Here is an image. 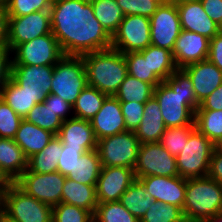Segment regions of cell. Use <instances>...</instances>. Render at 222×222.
Listing matches in <instances>:
<instances>
[{
    "label": "cell",
    "mask_w": 222,
    "mask_h": 222,
    "mask_svg": "<svg viewBox=\"0 0 222 222\" xmlns=\"http://www.w3.org/2000/svg\"><path fill=\"white\" fill-rule=\"evenodd\" d=\"M51 31L66 56L111 48V36L95 18L89 0H53Z\"/></svg>",
    "instance_id": "6da1fadb"
},
{
    "label": "cell",
    "mask_w": 222,
    "mask_h": 222,
    "mask_svg": "<svg viewBox=\"0 0 222 222\" xmlns=\"http://www.w3.org/2000/svg\"><path fill=\"white\" fill-rule=\"evenodd\" d=\"M153 96L160 106L167 128L194 123L195 111L200 104L196 99L193 83L182 68H177L168 79L155 87Z\"/></svg>",
    "instance_id": "7a4b0ae2"
},
{
    "label": "cell",
    "mask_w": 222,
    "mask_h": 222,
    "mask_svg": "<svg viewBox=\"0 0 222 222\" xmlns=\"http://www.w3.org/2000/svg\"><path fill=\"white\" fill-rule=\"evenodd\" d=\"M88 86L107 96H115L126 78L127 64L124 54L113 48L82 55Z\"/></svg>",
    "instance_id": "3957f363"
},
{
    "label": "cell",
    "mask_w": 222,
    "mask_h": 222,
    "mask_svg": "<svg viewBox=\"0 0 222 222\" xmlns=\"http://www.w3.org/2000/svg\"><path fill=\"white\" fill-rule=\"evenodd\" d=\"M182 210L186 222H206L222 213V185L208 176L187 178Z\"/></svg>",
    "instance_id": "277c9868"
},
{
    "label": "cell",
    "mask_w": 222,
    "mask_h": 222,
    "mask_svg": "<svg viewBox=\"0 0 222 222\" xmlns=\"http://www.w3.org/2000/svg\"><path fill=\"white\" fill-rule=\"evenodd\" d=\"M0 211L16 222H52V207L28 195L14 182L0 194Z\"/></svg>",
    "instance_id": "5b68a950"
},
{
    "label": "cell",
    "mask_w": 222,
    "mask_h": 222,
    "mask_svg": "<svg viewBox=\"0 0 222 222\" xmlns=\"http://www.w3.org/2000/svg\"><path fill=\"white\" fill-rule=\"evenodd\" d=\"M88 86L82 56H64L54 66L51 94L74 105L81 91Z\"/></svg>",
    "instance_id": "8992f818"
},
{
    "label": "cell",
    "mask_w": 222,
    "mask_h": 222,
    "mask_svg": "<svg viewBox=\"0 0 222 222\" xmlns=\"http://www.w3.org/2000/svg\"><path fill=\"white\" fill-rule=\"evenodd\" d=\"M216 145L204 134L195 129L188 142L176 156L177 169L180 177H206L209 164Z\"/></svg>",
    "instance_id": "52a82bcc"
},
{
    "label": "cell",
    "mask_w": 222,
    "mask_h": 222,
    "mask_svg": "<svg viewBox=\"0 0 222 222\" xmlns=\"http://www.w3.org/2000/svg\"><path fill=\"white\" fill-rule=\"evenodd\" d=\"M141 143L134 131H125L105 137L97 142L103 167H128L134 169Z\"/></svg>",
    "instance_id": "ba28073f"
},
{
    "label": "cell",
    "mask_w": 222,
    "mask_h": 222,
    "mask_svg": "<svg viewBox=\"0 0 222 222\" xmlns=\"http://www.w3.org/2000/svg\"><path fill=\"white\" fill-rule=\"evenodd\" d=\"M11 55V65L36 66H55L65 56L52 32L17 45Z\"/></svg>",
    "instance_id": "9c48e42d"
},
{
    "label": "cell",
    "mask_w": 222,
    "mask_h": 222,
    "mask_svg": "<svg viewBox=\"0 0 222 222\" xmlns=\"http://www.w3.org/2000/svg\"><path fill=\"white\" fill-rule=\"evenodd\" d=\"M66 176L61 173H35L26 169L14 183L25 193L44 204L54 207L61 203Z\"/></svg>",
    "instance_id": "30bf717a"
},
{
    "label": "cell",
    "mask_w": 222,
    "mask_h": 222,
    "mask_svg": "<svg viewBox=\"0 0 222 222\" xmlns=\"http://www.w3.org/2000/svg\"><path fill=\"white\" fill-rule=\"evenodd\" d=\"M135 178L146 176H179L176 157L159 142L142 143L134 167Z\"/></svg>",
    "instance_id": "8fae6325"
},
{
    "label": "cell",
    "mask_w": 222,
    "mask_h": 222,
    "mask_svg": "<svg viewBox=\"0 0 222 222\" xmlns=\"http://www.w3.org/2000/svg\"><path fill=\"white\" fill-rule=\"evenodd\" d=\"M151 44L150 19L139 15L124 16L111 37V48L120 52H139Z\"/></svg>",
    "instance_id": "7c38bea8"
},
{
    "label": "cell",
    "mask_w": 222,
    "mask_h": 222,
    "mask_svg": "<svg viewBox=\"0 0 222 222\" xmlns=\"http://www.w3.org/2000/svg\"><path fill=\"white\" fill-rule=\"evenodd\" d=\"M51 32L50 10L36 11L19 17H8L7 49L12 51L17 45Z\"/></svg>",
    "instance_id": "4fadbf2b"
},
{
    "label": "cell",
    "mask_w": 222,
    "mask_h": 222,
    "mask_svg": "<svg viewBox=\"0 0 222 222\" xmlns=\"http://www.w3.org/2000/svg\"><path fill=\"white\" fill-rule=\"evenodd\" d=\"M149 19L151 44L172 52L182 30L177 6L164 2Z\"/></svg>",
    "instance_id": "5bb4252c"
},
{
    "label": "cell",
    "mask_w": 222,
    "mask_h": 222,
    "mask_svg": "<svg viewBox=\"0 0 222 222\" xmlns=\"http://www.w3.org/2000/svg\"><path fill=\"white\" fill-rule=\"evenodd\" d=\"M54 66L11 65L10 78L41 103L51 92Z\"/></svg>",
    "instance_id": "9a60e30c"
},
{
    "label": "cell",
    "mask_w": 222,
    "mask_h": 222,
    "mask_svg": "<svg viewBox=\"0 0 222 222\" xmlns=\"http://www.w3.org/2000/svg\"><path fill=\"white\" fill-rule=\"evenodd\" d=\"M134 169L128 167H103L96 184L98 203L119 201L135 180Z\"/></svg>",
    "instance_id": "2e32d148"
},
{
    "label": "cell",
    "mask_w": 222,
    "mask_h": 222,
    "mask_svg": "<svg viewBox=\"0 0 222 222\" xmlns=\"http://www.w3.org/2000/svg\"><path fill=\"white\" fill-rule=\"evenodd\" d=\"M138 180L155 201L178 206L183 209L186 191V178L180 176H146Z\"/></svg>",
    "instance_id": "e0dca14e"
},
{
    "label": "cell",
    "mask_w": 222,
    "mask_h": 222,
    "mask_svg": "<svg viewBox=\"0 0 222 222\" xmlns=\"http://www.w3.org/2000/svg\"><path fill=\"white\" fill-rule=\"evenodd\" d=\"M210 39L201 34L181 30L172 51L177 68L208 59Z\"/></svg>",
    "instance_id": "ac0fdd59"
},
{
    "label": "cell",
    "mask_w": 222,
    "mask_h": 222,
    "mask_svg": "<svg viewBox=\"0 0 222 222\" xmlns=\"http://www.w3.org/2000/svg\"><path fill=\"white\" fill-rule=\"evenodd\" d=\"M98 140L128 131L121 112L120 101L115 96H107L97 114L90 120Z\"/></svg>",
    "instance_id": "d6986e66"
},
{
    "label": "cell",
    "mask_w": 222,
    "mask_h": 222,
    "mask_svg": "<svg viewBox=\"0 0 222 222\" xmlns=\"http://www.w3.org/2000/svg\"><path fill=\"white\" fill-rule=\"evenodd\" d=\"M182 69L193 83L199 104L222 84V71L208 59L187 65Z\"/></svg>",
    "instance_id": "ffe728a7"
},
{
    "label": "cell",
    "mask_w": 222,
    "mask_h": 222,
    "mask_svg": "<svg viewBox=\"0 0 222 222\" xmlns=\"http://www.w3.org/2000/svg\"><path fill=\"white\" fill-rule=\"evenodd\" d=\"M63 146L83 148L86 152L97 149L95 137L90 121L72 117L63 121L58 134L56 135Z\"/></svg>",
    "instance_id": "44dd1931"
},
{
    "label": "cell",
    "mask_w": 222,
    "mask_h": 222,
    "mask_svg": "<svg viewBox=\"0 0 222 222\" xmlns=\"http://www.w3.org/2000/svg\"><path fill=\"white\" fill-rule=\"evenodd\" d=\"M181 29L212 39L219 33V25L205 13L202 3L193 2L177 6Z\"/></svg>",
    "instance_id": "7402d4cb"
},
{
    "label": "cell",
    "mask_w": 222,
    "mask_h": 222,
    "mask_svg": "<svg viewBox=\"0 0 222 222\" xmlns=\"http://www.w3.org/2000/svg\"><path fill=\"white\" fill-rule=\"evenodd\" d=\"M143 112L141 123L134 131L135 135L141 144L160 142L161 136L167 127L163 121L160 106L154 96L145 102Z\"/></svg>",
    "instance_id": "603a6c76"
},
{
    "label": "cell",
    "mask_w": 222,
    "mask_h": 222,
    "mask_svg": "<svg viewBox=\"0 0 222 222\" xmlns=\"http://www.w3.org/2000/svg\"><path fill=\"white\" fill-rule=\"evenodd\" d=\"M28 168V158L19 145L9 138H0V170L14 182Z\"/></svg>",
    "instance_id": "cb8c5ba5"
},
{
    "label": "cell",
    "mask_w": 222,
    "mask_h": 222,
    "mask_svg": "<svg viewBox=\"0 0 222 222\" xmlns=\"http://www.w3.org/2000/svg\"><path fill=\"white\" fill-rule=\"evenodd\" d=\"M55 135L33 123L22 120L13 140L23 150L27 158L40 152Z\"/></svg>",
    "instance_id": "d4e9b609"
},
{
    "label": "cell",
    "mask_w": 222,
    "mask_h": 222,
    "mask_svg": "<svg viewBox=\"0 0 222 222\" xmlns=\"http://www.w3.org/2000/svg\"><path fill=\"white\" fill-rule=\"evenodd\" d=\"M61 202L84 208L94 215L98 205L96 185H86L66 177Z\"/></svg>",
    "instance_id": "484cf974"
},
{
    "label": "cell",
    "mask_w": 222,
    "mask_h": 222,
    "mask_svg": "<svg viewBox=\"0 0 222 222\" xmlns=\"http://www.w3.org/2000/svg\"><path fill=\"white\" fill-rule=\"evenodd\" d=\"M63 150L61 140L54 136L42 151L28 158V170L35 173H53L58 171V161Z\"/></svg>",
    "instance_id": "4316f807"
},
{
    "label": "cell",
    "mask_w": 222,
    "mask_h": 222,
    "mask_svg": "<svg viewBox=\"0 0 222 222\" xmlns=\"http://www.w3.org/2000/svg\"><path fill=\"white\" fill-rule=\"evenodd\" d=\"M101 168L99 153L94 149L83 153L66 177L86 185H96Z\"/></svg>",
    "instance_id": "83f0119b"
},
{
    "label": "cell",
    "mask_w": 222,
    "mask_h": 222,
    "mask_svg": "<svg viewBox=\"0 0 222 222\" xmlns=\"http://www.w3.org/2000/svg\"><path fill=\"white\" fill-rule=\"evenodd\" d=\"M154 201L155 200L145 190L144 185L138 179L133 181L119 200V202L139 221Z\"/></svg>",
    "instance_id": "f1b7e54d"
},
{
    "label": "cell",
    "mask_w": 222,
    "mask_h": 222,
    "mask_svg": "<svg viewBox=\"0 0 222 222\" xmlns=\"http://www.w3.org/2000/svg\"><path fill=\"white\" fill-rule=\"evenodd\" d=\"M144 57H148V65L161 81L168 79L177 69L173 54L165 48L150 44L146 49L139 51Z\"/></svg>",
    "instance_id": "f546056e"
},
{
    "label": "cell",
    "mask_w": 222,
    "mask_h": 222,
    "mask_svg": "<svg viewBox=\"0 0 222 222\" xmlns=\"http://www.w3.org/2000/svg\"><path fill=\"white\" fill-rule=\"evenodd\" d=\"M95 18L105 31L112 37L124 18V13L116 0H89Z\"/></svg>",
    "instance_id": "4dcf8cb0"
},
{
    "label": "cell",
    "mask_w": 222,
    "mask_h": 222,
    "mask_svg": "<svg viewBox=\"0 0 222 222\" xmlns=\"http://www.w3.org/2000/svg\"><path fill=\"white\" fill-rule=\"evenodd\" d=\"M106 94L87 86L83 89L73 105V117L90 121L100 110Z\"/></svg>",
    "instance_id": "1f68e13d"
},
{
    "label": "cell",
    "mask_w": 222,
    "mask_h": 222,
    "mask_svg": "<svg viewBox=\"0 0 222 222\" xmlns=\"http://www.w3.org/2000/svg\"><path fill=\"white\" fill-rule=\"evenodd\" d=\"M0 98L23 119L36 105V98L21 90L11 78L5 83Z\"/></svg>",
    "instance_id": "d6a6232c"
},
{
    "label": "cell",
    "mask_w": 222,
    "mask_h": 222,
    "mask_svg": "<svg viewBox=\"0 0 222 222\" xmlns=\"http://www.w3.org/2000/svg\"><path fill=\"white\" fill-rule=\"evenodd\" d=\"M153 92L154 87L151 84L127 74L124 81L120 84L115 97L120 102L136 101L145 103L153 96Z\"/></svg>",
    "instance_id": "836d02e7"
},
{
    "label": "cell",
    "mask_w": 222,
    "mask_h": 222,
    "mask_svg": "<svg viewBox=\"0 0 222 222\" xmlns=\"http://www.w3.org/2000/svg\"><path fill=\"white\" fill-rule=\"evenodd\" d=\"M195 127L217 145L222 140V110H196Z\"/></svg>",
    "instance_id": "e575fe53"
},
{
    "label": "cell",
    "mask_w": 222,
    "mask_h": 222,
    "mask_svg": "<svg viewBox=\"0 0 222 222\" xmlns=\"http://www.w3.org/2000/svg\"><path fill=\"white\" fill-rule=\"evenodd\" d=\"M24 119L46 131L52 132L55 136L63 124V120L44 102L36 104Z\"/></svg>",
    "instance_id": "d590c367"
},
{
    "label": "cell",
    "mask_w": 222,
    "mask_h": 222,
    "mask_svg": "<svg viewBox=\"0 0 222 222\" xmlns=\"http://www.w3.org/2000/svg\"><path fill=\"white\" fill-rule=\"evenodd\" d=\"M124 58L126 60L129 75L140 81L151 84L154 88L162 82L152 71H150L148 57H144L140 52H128L124 53Z\"/></svg>",
    "instance_id": "8d00e7d4"
},
{
    "label": "cell",
    "mask_w": 222,
    "mask_h": 222,
    "mask_svg": "<svg viewBox=\"0 0 222 222\" xmlns=\"http://www.w3.org/2000/svg\"><path fill=\"white\" fill-rule=\"evenodd\" d=\"M93 220L95 222H140L119 201L98 203Z\"/></svg>",
    "instance_id": "74e56055"
},
{
    "label": "cell",
    "mask_w": 222,
    "mask_h": 222,
    "mask_svg": "<svg viewBox=\"0 0 222 222\" xmlns=\"http://www.w3.org/2000/svg\"><path fill=\"white\" fill-rule=\"evenodd\" d=\"M196 129L195 122L182 127H169L162 134L160 144L172 156H177L188 142L190 134Z\"/></svg>",
    "instance_id": "f35d334b"
},
{
    "label": "cell",
    "mask_w": 222,
    "mask_h": 222,
    "mask_svg": "<svg viewBox=\"0 0 222 222\" xmlns=\"http://www.w3.org/2000/svg\"><path fill=\"white\" fill-rule=\"evenodd\" d=\"M140 222H186L182 208L154 201Z\"/></svg>",
    "instance_id": "ab89813d"
},
{
    "label": "cell",
    "mask_w": 222,
    "mask_h": 222,
    "mask_svg": "<svg viewBox=\"0 0 222 222\" xmlns=\"http://www.w3.org/2000/svg\"><path fill=\"white\" fill-rule=\"evenodd\" d=\"M93 214L84 208L60 203L52 207V222H92Z\"/></svg>",
    "instance_id": "60d3db41"
},
{
    "label": "cell",
    "mask_w": 222,
    "mask_h": 222,
    "mask_svg": "<svg viewBox=\"0 0 222 222\" xmlns=\"http://www.w3.org/2000/svg\"><path fill=\"white\" fill-rule=\"evenodd\" d=\"M53 0H7L8 17L25 16L36 11L50 10Z\"/></svg>",
    "instance_id": "b9f144b4"
},
{
    "label": "cell",
    "mask_w": 222,
    "mask_h": 222,
    "mask_svg": "<svg viewBox=\"0 0 222 222\" xmlns=\"http://www.w3.org/2000/svg\"><path fill=\"white\" fill-rule=\"evenodd\" d=\"M125 16L139 15L150 18L163 0H116Z\"/></svg>",
    "instance_id": "7bdbcfd3"
},
{
    "label": "cell",
    "mask_w": 222,
    "mask_h": 222,
    "mask_svg": "<svg viewBox=\"0 0 222 222\" xmlns=\"http://www.w3.org/2000/svg\"><path fill=\"white\" fill-rule=\"evenodd\" d=\"M22 120L23 118L0 98V138L13 139Z\"/></svg>",
    "instance_id": "ee69618b"
},
{
    "label": "cell",
    "mask_w": 222,
    "mask_h": 222,
    "mask_svg": "<svg viewBox=\"0 0 222 222\" xmlns=\"http://www.w3.org/2000/svg\"><path fill=\"white\" fill-rule=\"evenodd\" d=\"M121 112L124 116V122L128 131H135L143 118L145 103L139 102H120Z\"/></svg>",
    "instance_id": "f6af8a7d"
},
{
    "label": "cell",
    "mask_w": 222,
    "mask_h": 222,
    "mask_svg": "<svg viewBox=\"0 0 222 222\" xmlns=\"http://www.w3.org/2000/svg\"><path fill=\"white\" fill-rule=\"evenodd\" d=\"M86 151L83 148H73L70 146H63L61 156L58 161V172L63 176H67L77 160L81 157Z\"/></svg>",
    "instance_id": "bcb514c9"
},
{
    "label": "cell",
    "mask_w": 222,
    "mask_h": 222,
    "mask_svg": "<svg viewBox=\"0 0 222 222\" xmlns=\"http://www.w3.org/2000/svg\"><path fill=\"white\" fill-rule=\"evenodd\" d=\"M46 105L56 112V114L63 120L66 121L67 119L71 118L70 115L73 117V106L70 105L67 101L62 99L60 96L55 94H49L45 100L43 101ZM72 113V114H70Z\"/></svg>",
    "instance_id": "7dc6e473"
},
{
    "label": "cell",
    "mask_w": 222,
    "mask_h": 222,
    "mask_svg": "<svg viewBox=\"0 0 222 222\" xmlns=\"http://www.w3.org/2000/svg\"><path fill=\"white\" fill-rule=\"evenodd\" d=\"M11 51L7 48H0V94L5 83L10 79L11 75Z\"/></svg>",
    "instance_id": "c3c4849f"
},
{
    "label": "cell",
    "mask_w": 222,
    "mask_h": 222,
    "mask_svg": "<svg viewBox=\"0 0 222 222\" xmlns=\"http://www.w3.org/2000/svg\"><path fill=\"white\" fill-rule=\"evenodd\" d=\"M208 60L222 71V34L217 33L210 40Z\"/></svg>",
    "instance_id": "681fc988"
},
{
    "label": "cell",
    "mask_w": 222,
    "mask_h": 222,
    "mask_svg": "<svg viewBox=\"0 0 222 222\" xmlns=\"http://www.w3.org/2000/svg\"><path fill=\"white\" fill-rule=\"evenodd\" d=\"M207 176L222 185V152L217 148L212 153Z\"/></svg>",
    "instance_id": "f907efd6"
},
{
    "label": "cell",
    "mask_w": 222,
    "mask_h": 222,
    "mask_svg": "<svg viewBox=\"0 0 222 222\" xmlns=\"http://www.w3.org/2000/svg\"><path fill=\"white\" fill-rule=\"evenodd\" d=\"M201 3L211 20L220 25L222 22V0H202Z\"/></svg>",
    "instance_id": "816d5d0a"
},
{
    "label": "cell",
    "mask_w": 222,
    "mask_h": 222,
    "mask_svg": "<svg viewBox=\"0 0 222 222\" xmlns=\"http://www.w3.org/2000/svg\"><path fill=\"white\" fill-rule=\"evenodd\" d=\"M197 110H222V84L200 103Z\"/></svg>",
    "instance_id": "f5cc1de1"
},
{
    "label": "cell",
    "mask_w": 222,
    "mask_h": 222,
    "mask_svg": "<svg viewBox=\"0 0 222 222\" xmlns=\"http://www.w3.org/2000/svg\"><path fill=\"white\" fill-rule=\"evenodd\" d=\"M8 13L6 5H0V48H7Z\"/></svg>",
    "instance_id": "db71d44e"
},
{
    "label": "cell",
    "mask_w": 222,
    "mask_h": 222,
    "mask_svg": "<svg viewBox=\"0 0 222 222\" xmlns=\"http://www.w3.org/2000/svg\"><path fill=\"white\" fill-rule=\"evenodd\" d=\"M12 182L4 175L0 170V194L11 184Z\"/></svg>",
    "instance_id": "11a10c76"
},
{
    "label": "cell",
    "mask_w": 222,
    "mask_h": 222,
    "mask_svg": "<svg viewBox=\"0 0 222 222\" xmlns=\"http://www.w3.org/2000/svg\"><path fill=\"white\" fill-rule=\"evenodd\" d=\"M200 1L202 0H172L171 3L178 6V5H182L186 3H193V2H200Z\"/></svg>",
    "instance_id": "9f6ffc18"
},
{
    "label": "cell",
    "mask_w": 222,
    "mask_h": 222,
    "mask_svg": "<svg viewBox=\"0 0 222 222\" xmlns=\"http://www.w3.org/2000/svg\"><path fill=\"white\" fill-rule=\"evenodd\" d=\"M206 222H222V213L215 215L214 217L208 219Z\"/></svg>",
    "instance_id": "6f0895ef"
},
{
    "label": "cell",
    "mask_w": 222,
    "mask_h": 222,
    "mask_svg": "<svg viewBox=\"0 0 222 222\" xmlns=\"http://www.w3.org/2000/svg\"><path fill=\"white\" fill-rule=\"evenodd\" d=\"M0 222H16V221L11 220L10 218H8L6 215H4V214L0 211Z\"/></svg>",
    "instance_id": "680465c9"
},
{
    "label": "cell",
    "mask_w": 222,
    "mask_h": 222,
    "mask_svg": "<svg viewBox=\"0 0 222 222\" xmlns=\"http://www.w3.org/2000/svg\"><path fill=\"white\" fill-rule=\"evenodd\" d=\"M216 148L222 152V140L216 145Z\"/></svg>",
    "instance_id": "91938a15"
},
{
    "label": "cell",
    "mask_w": 222,
    "mask_h": 222,
    "mask_svg": "<svg viewBox=\"0 0 222 222\" xmlns=\"http://www.w3.org/2000/svg\"><path fill=\"white\" fill-rule=\"evenodd\" d=\"M7 0H0V5H6Z\"/></svg>",
    "instance_id": "94428289"
},
{
    "label": "cell",
    "mask_w": 222,
    "mask_h": 222,
    "mask_svg": "<svg viewBox=\"0 0 222 222\" xmlns=\"http://www.w3.org/2000/svg\"><path fill=\"white\" fill-rule=\"evenodd\" d=\"M219 33L222 34V22H221V24L219 25Z\"/></svg>",
    "instance_id": "6125c7cd"
},
{
    "label": "cell",
    "mask_w": 222,
    "mask_h": 222,
    "mask_svg": "<svg viewBox=\"0 0 222 222\" xmlns=\"http://www.w3.org/2000/svg\"><path fill=\"white\" fill-rule=\"evenodd\" d=\"M164 2H171L172 0H163Z\"/></svg>",
    "instance_id": "be15d7a7"
}]
</instances>
